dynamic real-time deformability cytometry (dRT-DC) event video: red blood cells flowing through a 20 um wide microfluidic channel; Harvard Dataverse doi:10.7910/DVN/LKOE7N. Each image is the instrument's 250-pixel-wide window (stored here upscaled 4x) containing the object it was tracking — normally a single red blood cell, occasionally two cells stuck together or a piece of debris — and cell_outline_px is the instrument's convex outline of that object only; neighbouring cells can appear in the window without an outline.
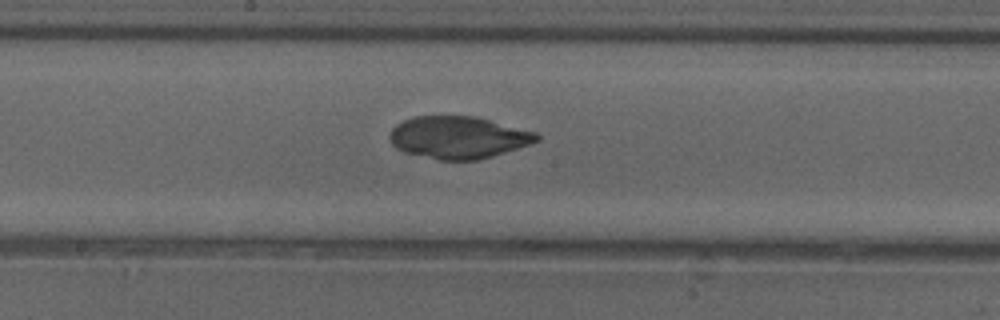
{"species": "common noctule bat (a hibernating species)", "species_latin": "Nyctalus noctula", "temperature_condition": "cold", "stored_images_in_passage": 47, "camera_frame_rate_fps": 3000, "um_per_image_px": 0.085, "animal": {"sex": "female"}, "frame": {"image": 1, "passage_image": 25, "time_ms": 8.0, "image_size_px": [1000, 320], "cell_outline_px": [[540, 140], [492, 156], [476, 160], [440, 160], [404, 152], [396, 148], [392, 144], [388, 136], [392, 128], [396, 124], [412, 116], [476, 116], [536, 132], [540, 136]], "centroid_in_image_um": [38.92, 11.67], "position_along_channel_um": 209.3, "area_um2": 36.13}}
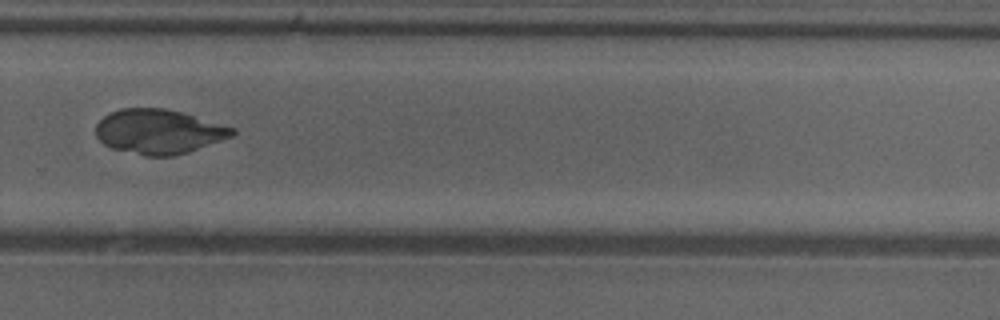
{"frame": {"image": 2, "passage_image": 33, "time_ms": 10.667, "image_size_px": [1000, 320], "cell_outline_px": [[236, 132], [232, 136], [188, 152], [172, 156], [148, 156], [112, 148], [104, 144], [96, 136], [96, 124], [104, 116], [120, 108], [164, 108], [180, 112], [236, 128]], "centroid_in_image_um": [13.48, 11.18], "position_along_channel_um": 316.3, "area_um2": 35.08}}
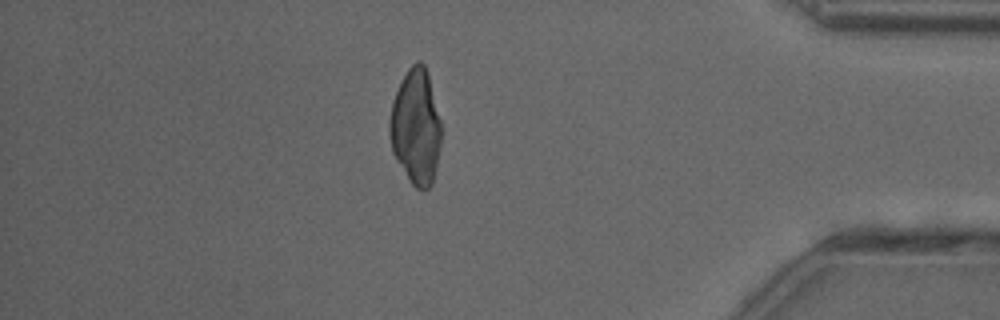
{"frame": {"image": 3, "passage_image": 42, "time_ms": 13.667, "image_size_px": [1000, 320], "cell_outline_px": [[440, 148], [436, 168], [432, 184], [424, 192], [416, 188], [412, 184], [396, 160], [392, 152], [388, 132], [388, 120], [392, 104], [396, 92], [408, 68], [416, 60], [420, 60], [424, 64], [428, 72], [440, 120]], "centroid_in_image_um": [35.33, 10.8], "position_along_channel_um": 399.9, "area_um2": 34.85}}